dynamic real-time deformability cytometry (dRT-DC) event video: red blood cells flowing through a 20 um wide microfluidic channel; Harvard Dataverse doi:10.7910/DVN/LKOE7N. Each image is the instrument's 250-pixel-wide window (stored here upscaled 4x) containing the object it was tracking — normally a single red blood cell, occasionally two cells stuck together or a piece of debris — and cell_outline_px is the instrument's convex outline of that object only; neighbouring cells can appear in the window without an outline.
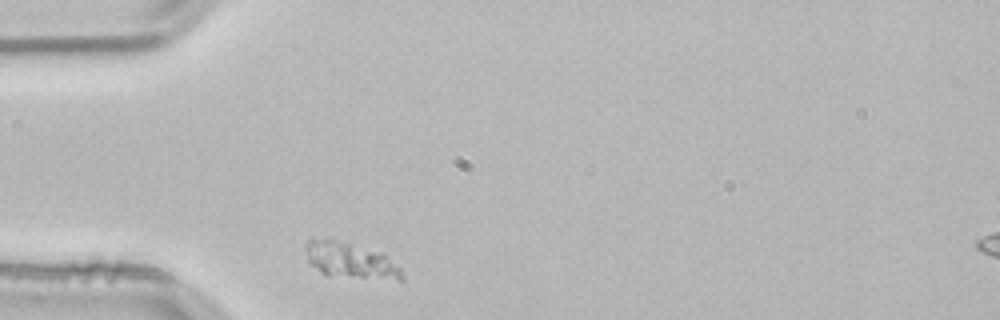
{"species": "common noctule bat (a hibernating species)", "species_latin": "Nyctalus noctula", "temperature_condition": "room temperature", "stored_images_in_passage": 31, "camera_frame_rate_fps": 3000, "um_per_image_px": 0.085, "animal": {"sex": "male", "body_mass_g": 21.5, "forearm_length_mm": 52.0}, "frame": {"image": 1, "passage_image": 1, "time_ms": 0.0, "image_size_px": [1000, 320], "cell_outline_px": [[404, 280], [396, 280], [328, 276], [320, 272], [308, 260], [308, 240], [312, 236], [332, 236], [380, 252], [400, 268], [404, 276]], "centroid_in_image_um": [29.76, 22.1], "position_along_channel_um": 55.2, "area_um2": 20.63}}
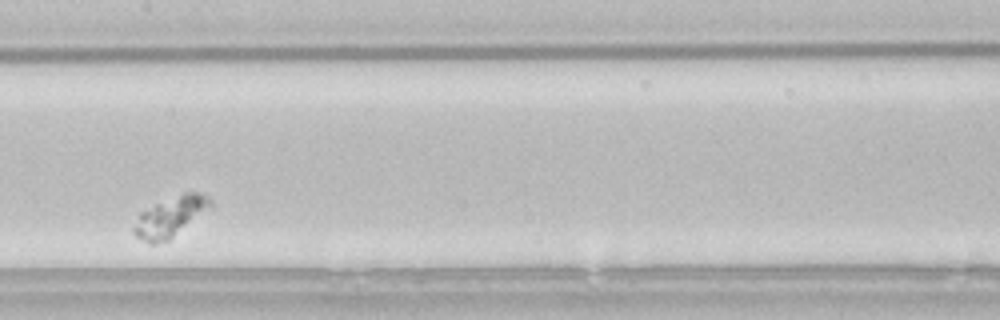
{"frame": {"image": 2, "passage_image": 14, "time_ms": 4.333, "image_size_px": [1000, 320], "cell_outline_px": [[212, 204], [168, 240], [156, 244], [148, 244], [136, 236], [132, 232], [132, 228], [140, 212], [156, 204], [184, 192], [196, 192], [208, 196], [212, 200]], "centroid_in_image_um": [14.4, 18.43], "position_along_channel_um": 193.0, "area_um2": 17.22}}
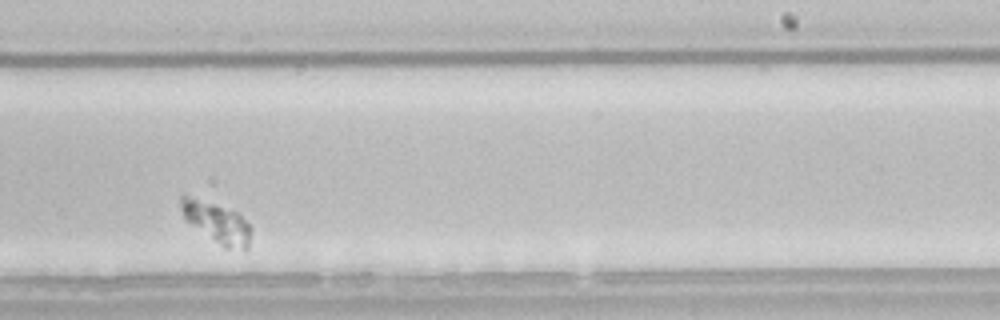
{"frame": {"image": 3, "passage_image": 21, "time_ms": 6.667, "image_size_px": [1000, 320], "cell_outline_px": [[252, 228], [248, 248], [244, 252], [224, 248], [184, 220], [180, 208], [180, 196], [184, 192], [232, 208]], "centroid_in_image_um": [18.39, 18.88], "position_along_channel_um": 270.6, "area_um2": 17.57}}